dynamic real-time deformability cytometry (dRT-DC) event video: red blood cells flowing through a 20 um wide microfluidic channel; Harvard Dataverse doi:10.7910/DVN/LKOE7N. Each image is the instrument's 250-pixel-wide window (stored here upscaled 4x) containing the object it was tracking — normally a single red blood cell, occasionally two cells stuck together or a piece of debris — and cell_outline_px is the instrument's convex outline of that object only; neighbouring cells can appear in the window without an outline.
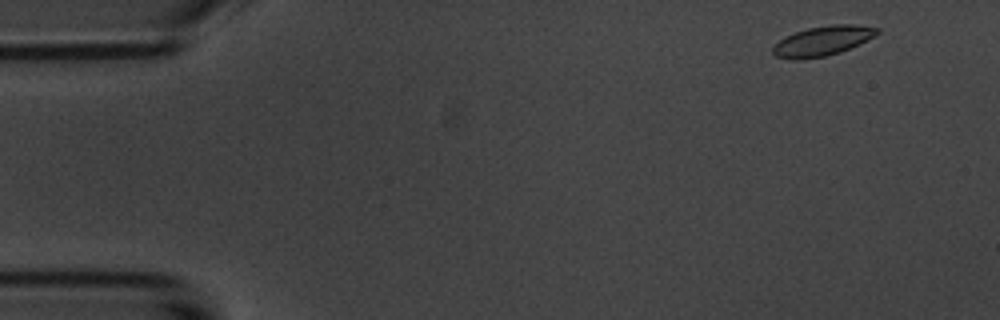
{"species": "common noctule bat (a hibernating species)", "species_latin": "Nyctalus noctula", "temperature_condition": "room temperature", "stored_images_in_passage": 7, "camera_frame_rate_fps": 3000, "um_per_image_px": 0.085, "animal": {"sex": "male", "body_mass_g": 20.1, "forearm_length_mm": 53.5}, "frame": {"image": 1, "passage_image": 1, "time_ms": 0.0, "image_size_px": [1000, 320], "cell_outline_px": [[880, 32], [868, 40], [860, 44], [840, 52], [824, 56], [796, 60], [792, 60], [776, 56], [772, 52], [772, 48], [780, 40], [796, 32], [808, 28], [832, 24], [856, 24], [880, 28]], "centroid_in_image_um": [69.96, 3.47], "position_along_channel_um": 15.0, "area_um2": 17.98}}
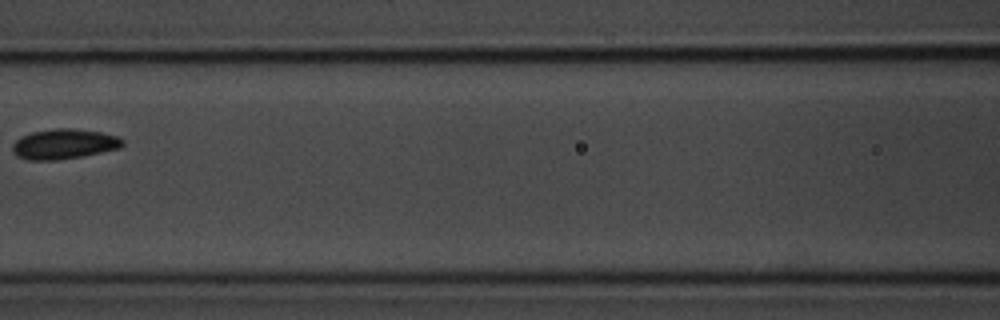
{"frame": {"image": 2, "passage_image": 7, "time_ms": 7.0, "image_size_px": [1000, 320], "cell_outline_px": [[124, 144], [120, 148], [84, 156], [56, 160], [28, 160], [16, 156], [12, 152], [12, 144], [20, 136], [32, 132], [56, 128], [72, 128], [100, 132], [120, 136], [124, 140]], "centroid_in_image_um": [5.44, 12.24], "position_along_channel_um": 161.2, "area_um2": 19.54}}